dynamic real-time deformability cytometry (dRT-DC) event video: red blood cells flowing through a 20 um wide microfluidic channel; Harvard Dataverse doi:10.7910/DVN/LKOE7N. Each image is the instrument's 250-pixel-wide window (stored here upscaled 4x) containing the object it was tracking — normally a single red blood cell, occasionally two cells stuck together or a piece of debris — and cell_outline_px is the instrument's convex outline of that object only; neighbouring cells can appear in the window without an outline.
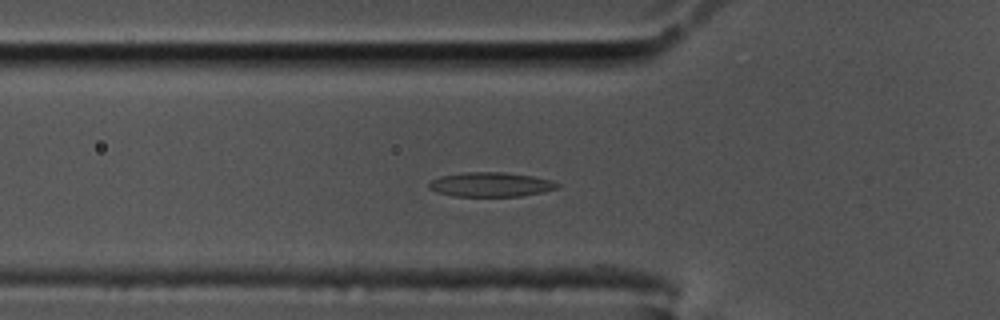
{"species": "common noctule bat (a hibernating species)", "species_latin": "Nyctalus noctula", "temperature_condition": "cold", "stored_images_in_passage": 9, "camera_frame_rate_fps": 3000, "um_per_image_px": 0.085, "animal": {"sex": "male", "body_mass_g": 17.5, "forearm_length_mm": 52.3}, "frame": {"image": 1, "passage_image": 4, "time_ms": 1.0, "image_size_px": [1000, 320], "cell_outline_px": [[560, 188], [520, 196], [452, 196], [436, 192], [428, 188], [428, 184], [432, 180], [440, 176], [464, 172], [504, 172], [532, 176], [548, 180], [560, 184]], "centroid_in_image_um": [41.67, 15.68], "position_along_channel_um": 84.1, "area_um2": 18.21}}
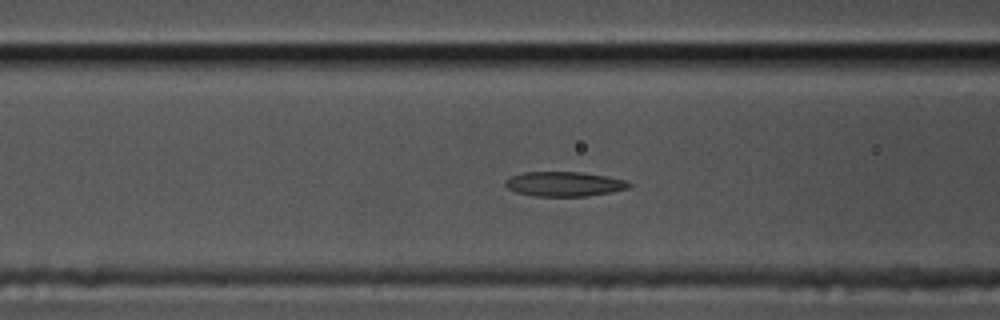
{"frame": {"image": 2, "passage_image": 7, "time_ms": 2.0, "image_size_px": [1000, 320], "cell_outline_px": [[632, 184], [628, 188], [608, 192], [584, 196], [532, 196], [516, 192], [508, 188], [504, 184], [504, 180], [512, 176], [524, 172], [584, 172], [628, 180]], "centroid_in_image_um": [47.94, 15.63], "position_along_channel_um": 118.7, "area_um2": 17.74}}